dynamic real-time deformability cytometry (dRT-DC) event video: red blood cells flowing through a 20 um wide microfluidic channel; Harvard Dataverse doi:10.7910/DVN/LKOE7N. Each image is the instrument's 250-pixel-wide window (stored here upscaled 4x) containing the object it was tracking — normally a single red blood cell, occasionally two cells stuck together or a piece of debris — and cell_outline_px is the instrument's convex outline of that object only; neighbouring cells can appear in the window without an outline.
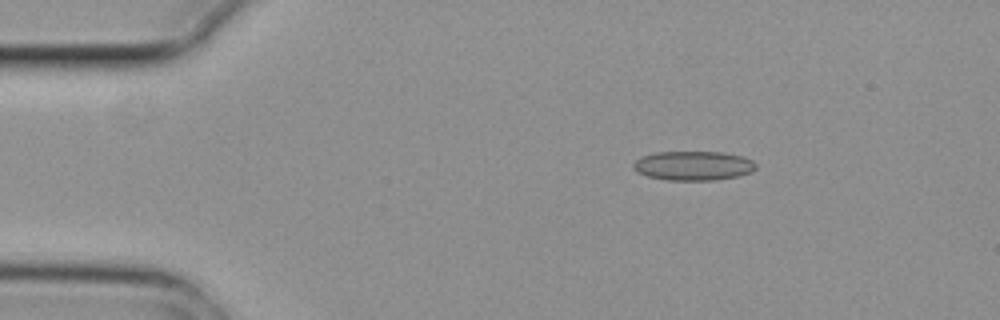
{"species": "common noctule bat (a hibernating species)", "species_latin": "Nyctalus noctula", "temperature_condition": "cold", "stored_images_in_passage": 5, "camera_frame_rate_fps": 3000, "um_per_image_px": 0.085, "animal": {"sex": "female", "body_mass_g": 29.2, "forearm_length_mm": 56.3}, "frame": {"image": 1, "passage_image": 2, "time_ms": 0.333, "image_size_px": [1000, 320], "cell_outline_px": [[756, 168], [752, 172], [736, 176], [716, 180], [668, 180], [648, 176], [636, 172], [632, 168], [632, 164], [640, 156], [656, 152], [724, 152], [744, 156], [752, 160], [756, 164]], "centroid_in_image_um": [58.92, 14.08], "position_along_channel_um": 26.1, "area_um2": 21.1}}